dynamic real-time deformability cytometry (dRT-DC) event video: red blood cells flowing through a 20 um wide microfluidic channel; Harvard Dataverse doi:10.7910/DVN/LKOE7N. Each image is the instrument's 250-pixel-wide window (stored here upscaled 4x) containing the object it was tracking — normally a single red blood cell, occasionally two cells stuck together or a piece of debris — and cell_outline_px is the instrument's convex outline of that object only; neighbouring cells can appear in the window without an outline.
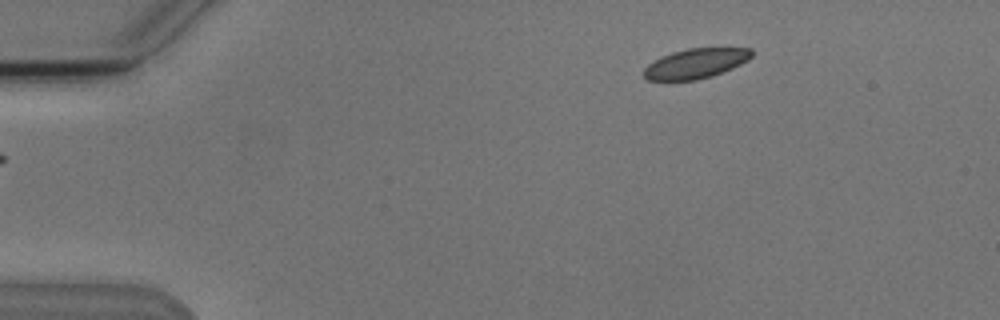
{"species": "Egyptian fruit bat (a non-hibernating species)", "species_latin": "Rousettus aegyptiacus", "temperature_condition": "cold", "stored_images_in_passage": 3, "camera_frame_rate_fps": 3000, "um_per_image_px": 0.085, "animal": {"sex": "male"}, "frame": {"image": 1, "passage_image": 3, "time_ms": 2.333, "image_size_px": [1000, 320], "cell_outline_px": [[752, 56], [748, 60], [732, 68], [712, 76], [696, 80], [648, 80], [644, 76], [644, 68], [648, 64], [660, 56], [672, 52], [688, 48], [752, 48]], "centroid_in_image_um": [59.12, 5.39], "position_along_channel_um": 25.9, "area_um2": 18.73}}